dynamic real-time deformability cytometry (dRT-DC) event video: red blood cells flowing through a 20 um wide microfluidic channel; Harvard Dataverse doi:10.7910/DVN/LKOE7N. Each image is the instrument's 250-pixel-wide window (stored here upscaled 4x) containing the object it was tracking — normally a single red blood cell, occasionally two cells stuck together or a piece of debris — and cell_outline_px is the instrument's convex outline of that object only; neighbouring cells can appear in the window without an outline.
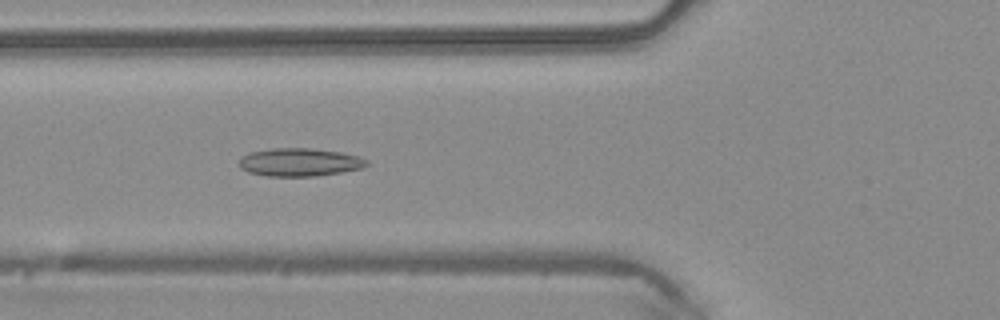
{"species": "common noctule bat (a hibernating species)", "species_latin": "Nyctalus noctula", "temperature_condition": "warm", "stored_images_in_passage": 49, "camera_frame_rate_fps": 3000, "um_per_image_px": 0.085, "animal": {"sex": "male", "body_mass_g": 20.4}, "frame": {"image": 1, "passage_image": 18, "time_ms": 5.667, "image_size_px": [1000, 320], "cell_outline_px": [[368, 164], [364, 168], [316, 176], [264, 176], [248, 172], [240, 168], [240, 156], [248, 152], [272, 148], [308, 148], [340, 152], [360, 156], [368, 160]], "centroid_in_image_um": [25.45, 13.78], "position_along_channel_um": 100.3, "area_um2": 21.04}}
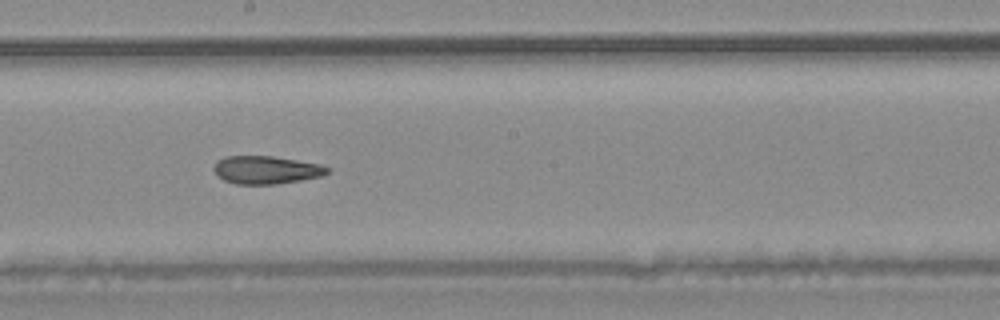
{"frame": {"image": 2, "passage_image": 27, "time_ms": 8.667, "image_size_px": [1000, 320], "cell_outline_px": [[332, 172], [320, 176], [300, 180], [276, 184], [236, 184], [224, 180], [212, 168], [216, 160], [228, 156], [272, 156], [320, 164], [332, 168]], "centroid_in_image_um": [22.65, 14.44], "position_along_channel_um": 225.5, "area_um2": 18.5}}
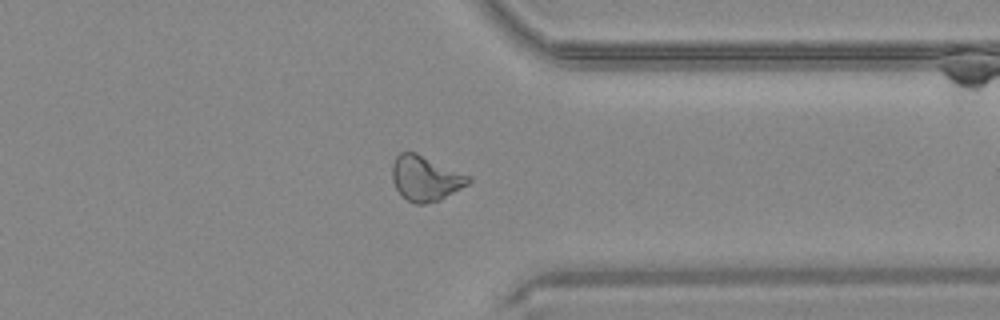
{"frame": {"image": 3, "passage_image": 38, "time_ms": 12.333, "image_size_px": [1000, 320], "cell_outline_px": [[472, 180], [468, 184], [440, 200], [424, 204], [416, 204], [408, 200], [396, 188], [392, 180], [392, 164], [396, 156], [400, 152], [416, 152], [472, 176]], "centroid_in_image_um": [36.18, 15.14], "position_along_channel_um": 375.2, "area_um2": 20.06}, "authors_computed_cell_mechanics": {"area_um2": 20.808, "velocity_mm_per_s": 4.1637, "shape_relaxation_time_tau1_ms": null, "shape_relaxation_time_tau2_ms": 3.7826, "deformation_change_tau1": null, "deformation_change_tau2": 0.098}}